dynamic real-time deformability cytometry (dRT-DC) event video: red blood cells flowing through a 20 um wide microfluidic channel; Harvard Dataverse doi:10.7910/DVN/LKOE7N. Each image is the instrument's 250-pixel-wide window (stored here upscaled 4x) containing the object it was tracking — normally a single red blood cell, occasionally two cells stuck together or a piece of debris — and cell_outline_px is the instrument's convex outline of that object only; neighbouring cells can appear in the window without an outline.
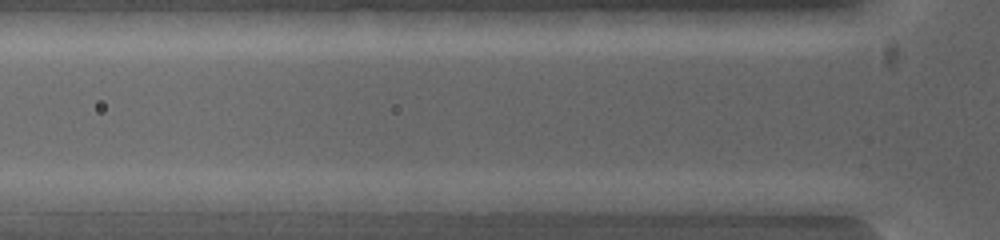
{"species": "common noctule bat (a hibernating species)", "species_latin": "Nyctalus noctula", "temperature_condition": "warm", "stored_images_in_passage": 4, "camera_frame_rate_fps": 5000, "um_per_image_px": 0.085, "animal": {"sex": "female", "body_mass_g": 19.0, "forearm_length_mm": 53.3}, "frame": {"image": 1, "passage_image": 2, "time_ms": 0.2, "image_size_px": [1000, 240], "cell_outline_px": [[784, 216], [772, 216], [692, 208], [676, 200], [736, 192], [760, 192], [784, 200]], "centroid_in_image_um": [62.85, 17.29], "position_along_channel_um": 63.0, "area_um2": 12.6}}